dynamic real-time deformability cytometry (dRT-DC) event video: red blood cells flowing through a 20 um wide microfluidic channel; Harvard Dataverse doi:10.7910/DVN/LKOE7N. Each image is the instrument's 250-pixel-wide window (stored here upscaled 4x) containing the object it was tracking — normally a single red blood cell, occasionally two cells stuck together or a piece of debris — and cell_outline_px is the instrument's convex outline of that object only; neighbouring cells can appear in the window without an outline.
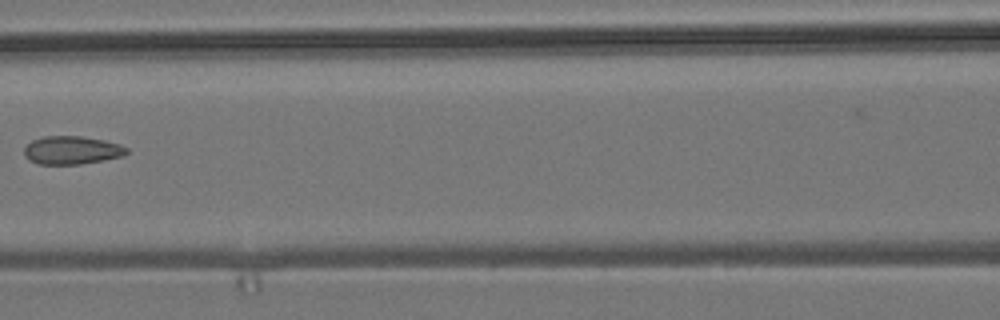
{"species": "common noctule bat (a hibernating species)", "species_latin": "Nyctalus noctula", "temperature_condition": "room temperature", "stored_images_in_passage": 6, "camera_frame_rate_fps": 3000, "um_per_image_px": 0.085, "animal": {"sex": "male", "body_mass_g": 19.2, "forearm_length_mm": 51.8}, "frame": {"image": 1, "passage_image": 5, "time_ms": 1.333, "image_size_px": [1000, 320], "cell_outline_px": [[128, 152], [124, 156], [104, 160], [80, 164], [36, 164], [28, 160], [24, 156], [24, 148], [32, 140], [44, 136], [80, 136], [104, 140], [120, 144], [128, 148]], "centroid_in_image_um": [6.1, 12.77], "position_along_channel_um": 160.5, "area_um2": 16.99}}
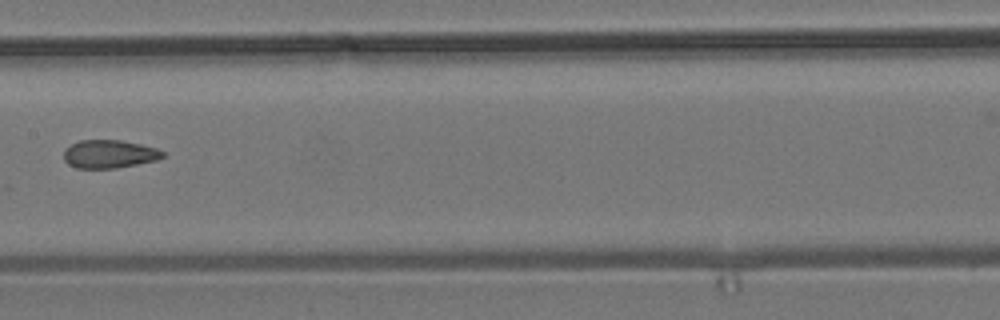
{"frame": {"image": 2, "passage_image": 6, "time_ms": 1.667, "image_size_px": [1000, 320], "cell_outline_px": [[164, 156], [156, 160], [116, 168], [76, 168], [68, 164], [64, 160], [64, 148], [80, 140], [120, 140], [140, 144], [156, 148], [164, 152]], "centroid_in_image_um": [9.26, 13.09], "position_along_channel_um": 198.1, "area_um2": 16.18}}